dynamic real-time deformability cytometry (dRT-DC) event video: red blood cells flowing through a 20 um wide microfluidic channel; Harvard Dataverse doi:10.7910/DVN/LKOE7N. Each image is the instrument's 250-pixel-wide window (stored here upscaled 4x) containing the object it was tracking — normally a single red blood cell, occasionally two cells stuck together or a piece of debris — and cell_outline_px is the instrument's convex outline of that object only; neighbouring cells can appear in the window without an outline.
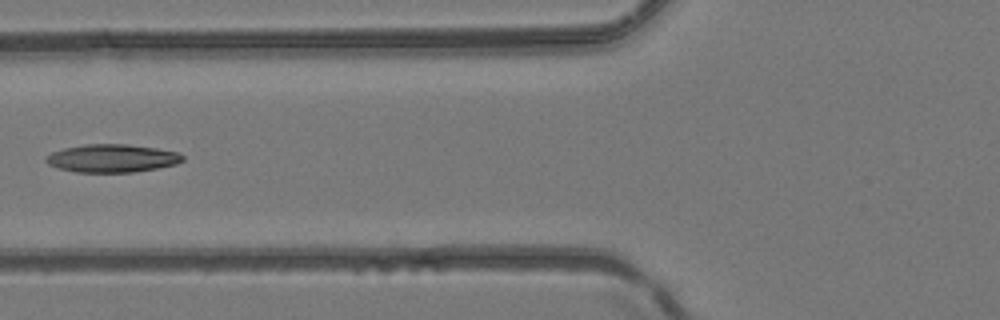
{"species": "common noctule bat (a hibernating species)", "species_latin": "Nyctalus noctula", "temperature_condition": "room temperature", "stored_images_in_passage": 5, "camera_frame_rate_fps": 3000, "um_per_image_px": 0.085, "animal": {"sex": "female", "body_mass_g": 24.6, "forearm_length_mm": 56.2}, "frame": {"image": 1, "passage_image": 5, "time_ms": 1.333, "image_size_px": [1000, 320], "cell_outline_px": [[184, 160], [176, 164], [156, 168], [132, 172], [76, 172], [60, 168], [48, 164], [44, 160], [44, 156], [52, 152], [64, 148], [84, 144], [128, 144], [156, 148], [176, 152], [184, 156]], "centroid_in_image_um": [9.5, 13.45], "position_along_channel_um": 116.3, "area_um2": 22.25}}